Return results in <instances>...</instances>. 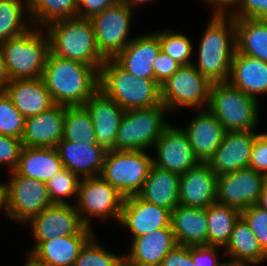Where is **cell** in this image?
<instances>
[{"mask_svg":"<svg viewBox=\"0 0 267 266\" xmlns=\"http://www.w3.org/2000/svg\"><path fill=\"white\" fill-rule=\"evenodd\" d=\"M99 70L49 51L42 79L55 104L83 106L99 89Z\"/></svg>","mask_w":267,"mask_h":266,"instance_id":"1","label":"cell"},{"mask_svg":"<svg viewBox=\"0 0 267 266\" xmlns=\"http://www.w3.org/2000/svg\"><path fill=\"white\" fill-rule=\"evenodd\" d=\"M212 17L200 41L195 68L212 83L226 82L236 51L235 22L230 15L213 14Z\"/></svg>","mask_w":267,"mask_h":266,"instance_id":"2","label":"cell"},{"mask_svg":"<svg viewBox=\"0 0 267 266\" xmlns=\"http://www.w3.org/2000/svg\"><path fill=\"white\" fill-rule=\"evenodd\" d=\"M99 89L125 111L162 104L161 86L155 80L135 77L114 59L100 67Z\"/></svg>","mask_w":267,"mask_h":266,"instance_id":"3","label":"cell"},{"mask_svg":"<svg viewBox=\"0 0 267 266\" xmlns=\"http://www.w3.org/2000/svg\"><path fill=\"white\" fill-rule=\"evenodd\" d=\"M46 26L51 53L92 67H101L106 60L97 48L90 19H59Z\"/></svg>","mask_w":267,"mask_h":266,"instance_id":"4","label":"cell"},{"mask_svg":"<svg viewBox=\"0 0 267 266\" xmlns=\"http://www.w3.org/2000/svg\"><path fill=\"white\" fill-rule=\"evenodd\" d=\"M41 32L28 29L23 34L0 43L10 79L42 77L50 48L48 34L42 35Z\"/></svg>","mask_w":267,"mask_h":266,"instance_id":"5","label":"cell"},{"mask_svg":"<svg viewBox=\"0 0 267 266\" xmlns=\"http://www.w3.org/2000/svg\"><path fill=\"white\" fill-rule=\"evenodd\" d=\"M225 132L250 131L258 122L257 99L226 82H214L207 107Z\"/></svg>","mask_w":267,"mask_h":266,"instance_id":"6","label":"cell"},{"mask_svg":"<svg viewBox=\"0 0 267 266\" xmlns=\"http://www.w3.org/2000/svg\"><path fill=\"white\" fill-rule=\"evenodd\" d=\"M164 112L168 109L163 104L126 110L116 134V150L141 151L154 147L169 125L163 119Z\"/></svg>","mask_w":267,"mask_h":266,"instance_id":"7","label":"cell"},{"mask_svg":"<svg viewBox=\"0 0 267 266\" xmlns=\"http://www.w3.org/2000/svg\"><path fill=\"white\" fill-rule=\"evenodd\" d=\"M145 152L107 151L100 176L123 198L138 195L153 165V157Z\"/></svg>","mask_w":267,"mask_h":266,"instance_id":"8","label":"cell"},{"mask_svg":"<svg viewBox=\"0 0 267 266\" xmlns=\"http://www.w3.org/2000/svg\"><path fill=\"white\" fill-rule=\"evenodd\" d=\"M212 84L194 64L182 65L160 85L162 104L169 112L182 106L193 109L206 104L208 107Z\"/></svg>","mask_w":267,"mask_h":266,"instance_id":"9","label":"cell"},{"mask_svg":"<svg viewBox=\"0 0 267 266\" xmlns=\"http://www.w3.org/2000/svg\"><path fill=\"white\" fill-rule=\"evenodd\" d=\"M132 9L118 2L90 18L97 48L105 59H114L131 41L127 39Z\"/></svg>","mask_w":267,"mask_h":266,"instance_id":"10","label":"cell"},{"mask_svg":"<svg viewBox=\"0 0 267 266\" xmlns=\"http://www.w3.org/2000/svg\"><path fill=\"white\" fill-rule=\"evenodd\" d=\"M76 211L81 221L90 226L89 220L84 214L100 218L113 217L120 220L123 196L101 176L81 178L77 193ZM86 212V213H85Z\"/></svg>","mask_w":267,"mask_h":266,"instance_id":"11","label":"cell"},{"mask_svg":"<svg viewBox=\"0 0 267 266\" xmlns=\"http://www.w3.org/2000/svg\"><path fill=\"white\" fill-rule=\"evenodd\" d=\"M266 179L250 167L218 175L216 202L242 212L258 202Z\"/></svg>","mask_w":267,"mask_h":266,"instance_id":"12","label":"cell"},{"mask_svg":"<svg viewBox=\"0 0 267 266\" xmlns=\"http://www.w3.org/2000/svg\"><path fill=\"white\" fill-rule=\"evenodd\" d=\"M7 185L10 217L29 222L53 203L48 194L47 183L27 178L11 171Z\"/></svg>","mask_w":267,"mask_h":266,"instance_id":"13","label":"cell"},{"mask_svg":"<svg viewBox=\"0 0 267 266\" xmlns=\"http://www.w3.org/2000/svg\"><path fill=\"white\" fill-rule=\"evenodd\" d=\"M36 241L70 235H94L80 219L75 206L53 204L29 221Z\"/></svg>","mask_w":267,"mask_h":266,"instance_id":"14","label":"cell"},{"mask_svg":"<svg viewBox=\"0 0 267 266\" xmlns=\"http://www.w3.org/2000/svg\"><path fill=\"white\" fill-rule=\"evenodd\" d=\"M155 145L157 158H153V165L158 168L181 175L200 163L184 129L169 124Z\"/></svg>","mask_w":267,"mask_h":266,"instance_id":"15","label":"cell"},{"mask_svg":"<svg viewBox=\"0 0 267 266\" xmlns=\"http://www.w3.org/2000/svg\"><path fill=\"white\" fill-rule=\"evenodd\" d=\"M119 222L130 229L133 238L159 228H172L169 209L148 203L138 195L124 198Z\"/></svg>","mask_w":267,"mask_h":266,"instance_id":"16","label":"cell"},{"mask_svg":"<svg viewBox=\"0 0 267 266\" xmlns=\"http://www.w3.org/2000/svg\"><path fill=\"white\" fill-rule=\"evenodd\" d=\"M257 134L254 130L225 132L221 144L207 162L211 170L218 176L248 167Z\"/></svg>","mask_w":267,"mask_h":266,"instance_id":"17","label":"cell"},{"mask_svg":"<svg viewBox=\"0 0 267 266\" xmlns=\"http://www.w3.org/2000/svg\"><path fill=\"white\" fill-rule=\"evenodd\" d=\"M89 112L98 144L116 150V134L125 110L98 89L83 105Z\"/></svg>","mask_w":267,"mask_h":266,"instance_id":"18","label":"cell"},{"mask_svg":"<svg viewBox=\"0 0 267 266\" xmlns=\"http://www.w3.org/2000/svg\"><path fill=\"white\" fill-rule=\"evenodd\" d=\"M217 200V175L207 163H199L180 175L179 205L207 208Z\"/></svg>","mask_w":267,"mask_h":266,"instance_id":"19","label":"cell"},{"mask_svg":"<svg viewBox=\"0 0 267 266\" xmlns=\"http://www.w3.org/2000/svg\"><path fill=\"white\" fill-rule=\"evenodd\" d=\"M64 120L65 106L57 104L48 111L26 118L22 145L55 148L63 137Z\"/></svg>","mask_w":267,"mask_h":266,"instance_id":"20","label":"cell"},{"mask_svg":"<svg viewBox=\"0 0 267 266\" xmlns=\"http://www.w3.org/2000/svg\"><path fill=\"white\" fill-rule=\"evenodd\" d=\"M55 148L63 167L78 177L83 179L101 175L107 153L101 145L88 146L82 141L61 139Z\"/></svg>","mask_w":267,"mask_h":266,"instance_id":"21","label":"cell"},{"mask_svg":"<svg viewBox=\"0 0 267 266\" xmlns=\"http://www.w3.org/2000/svg\"><path fill=\"white\" fill-rule=\"evenodd\" d=\"M124 266H160L164 257L177 245L172 228H159L132 240Z\"/></svg>","mask_w":267,"mask_h":266,"instance_id":"22","label":"cell"},{"mask_svg":"<svg viewBox=\"0 0 267 266\" xmlns=\"http://www.w3.org/2000/svg\"><path fill=\"white\" fill-rule=\"evenodd\" d=\"M4 91L25 118L48 111L56 105L42 77L10 79Z\"/></svg>","mask_w":267,"mask_h":266,"instance_id":"23","label":"cell"},{"mask_svg":"<svg viewBox=\"0 0 267 266\" xmlns=\"http://www.w3.org/2000/svg\"><path fill=\"white\" fill-rule=\"evenodd\" d=\"M160 50L156 32L133 38L114 60L135 77L154 80L153 63Z\"/></svg>","mask_w":267,"mask_h":266,"instance_id":"24","label":"cell"},{"mask_svg":"<svg viewBox=\"0 0 267 266\" xmlns=\"http://www.w3.org/2000/svg\"><path fill=\"white\" fill-rule=\"evenodd\" d=\"M194 117L184 131L196 158L207 163L221 144L225 129L208 108Z\"/></svg>","mask_w":267,"mask_h":266,"instance_id":"25","label":"cell"},{"mask_svg":"<svg viewBox=\"0 0 267 266\" xmlns=\"http://www.w3.org/2000/svg\"><path fill=\"white\" fill-rule=\"evenodd\" d=\"M171 227L177 245H208L206 208L178 205L171 211Z\"/></svg>","mask_w":267,"mask_h":266,"instance_id":"26","label":"cell"},{"mask_svg":"<svg viewBox=\"0 0 267 266\" xmlns=\"http://www.w3.org/2000/svg\"><path fill=\"white\" fill-rule=\"evenodd\" d=\"M228 82L257 99L267 93V62L235 51Z\"/></svg>","mask_w":267,"mask_h":266,"instance_id":"27","label":"cell"},{"mask_svg":"<svg viewBox=\"0 0 267 266\" xmlns=\"http://www.w3.org/2000/svg\"><path fill=\"white\" fill-rule=\"evenodd\" d=\"M94 235H70L35 241L29 253L49 266H74L80 250Z\"/></svg>","mask_w":267,"mask_h":266,"instance_id":"28","label":"cell"},{"mask_svg":"<svg viewBox=\"0 0 267 266\" xmlns=\"http://www.w3.org/2000/svg\"><path fill=\"white\" fill-rule=\"evenodd\" d=\"M63 168L56 148L23 146L14 171L20 176L48 183Z\"/></svg>","mask_w":267,"mask_h":266,"instance_id":"29","label":"cell"},{"mask_svg":"<svg viewBox=\"0 0 267 266\" xmlns=\"http://www.w3.org/2000/svg\"><path fill=\"white\" fill-rule=\"evenodd\" d=\"M179 180V174L152 165L138 196L172 211L179 205Z\"/></svg>","mask_w":267,"mask_h":266,"instance_id":"30","label":"cell"},{"mask_svg":"<svg viewBox=\"0 0 267 266\" xmlns=\"http://www.w3.org/2000/svg\"><path fill=\"white\" fill-rule=\"evenodd\" d=\"M236 51L267 62V21L234 19Z\"/></svg>","mask_w":267,"mask_h":266,"instance_id":"31","label":"cell"},{"mask_svg":"<svg viewBox=\"0 0 267 266\" xmlns=\"http://www.w3.org/2000/svg\"><path fill=\"white\" fill-rule=\"evenodd\" d=\"M230 260L257 264L267 259V253L262 249L246 221L240 217L235 223L229 242L225 246Z\"/></svg>","mask_w":267,"mask_h":266,"instance_id":"32","label":"cell"},{"mask_svg":"<svg viewBox=\"0 0 267 266\" xmlns=\"http://www.w3.org/2000/svg\"><path fill=\"white\" fill-rule=\"evenodd\" d=\"M208 245L225 247L241 212L218 202L206 208Z\"/></svg>","mask_w":267,"mask_h":266,"instance_id":"33","label":"cell"},{"mask_svg":"<svg viewBox=\"0 0 267 266\" xmlns=\"http://www.w3.org/2000/svg\"><path fill=\"white\" fill-rule=\"evenodd\" d=\"M62 139L82 141L88 146L99 145L92 118L84 106L65 107Z\"/></svg>","mask_w":267,"mask_h":266,"instance_id":"34","label":"cell"},{"mask_svg":"<svg viewBox=\"0 0 267 266\" xmlns=\"http://www.w3.org/2000/svg\"><path fill=\"white\" fill-rule=\"evenodd\" d=\"M27 5L29 17L36 25L77 17V0H27Z\"/></svg>","mask_w":267,"mask_h":266,"instance_id":"35","label":"cell"},{"mask_svg":"<svg viewBox=\"0 0 267 266\" xmlns=\"http://www.w3.org/2000/svg\"><path fill=\"white\" fill-rule=\"evenodd\" d=\"M24 1L0 0V43L29 29L22 17L24 10L28 11L27 0Z\"/></svg>","mask_w":267,"mask_h":266,"instance_id":"36","label":"cell"},{"mask_svg":"<svg viewBox=\"0 0 267 266\" xmlns=\"http://www.w3.org/2000/svg\"><path fill=\"white\" fill-rule=\"evenodd\" d=\"M80 180L81 178L67 168L55 174L47 183L51 202L59 205L70 204L65 198L73 195L77 197Z\"/></svg>","mask_w":267,"mask_h":266,"instance_id":"37","label":"cell"},{"mask_svg":"<svg viewBox=\"0 0 267 266\" xmlns=\"http://www.w3.org/2000/svg\"><path fill=\"white\" fill-rule=\"evenodd\" d=\"M93 239L95 240L92 237L80 250L74 266H124V255L116 256Z\"/></svg>","mask_w":267,"mask_h":266,"instance_id":"38","label":"cell"},{"mask_svg":"<svg viewBox=\"0 0 267 266\" xmlns=\"http://www.w3.org/2000/svg\"><path fill=\"white\" fill-rule=\"evenodd\" d=\"M25 119L5 91H0V134L21 139Z\"/></svg>","mask_w":267,"mask_h":266,"instance_id":"39","label":"cell"},{"mask_svg":"<svg viewBox=\"0 0 267 266\" xmlns=\"http://www.w3.org/2000/svg\"><path fill=\"white\" fill-rule=\"evenodd\" d=\"M161 51L169 55L181 65L193 64L190 60L192 55V43L189 38L183 34L162 31L157 32Z\"/></svg>","mask_w":267,"mask_h":266,"instance_id":"40","label":"cell"},{"mask_svg":"<svg viewBox=\"0 0 267 266\" xmlns=\"http://www.w3.org/2000/svg\"><path fill=\"white\" fill-rule=\"evenodd\" d=\"M241 217L258 239L262 249L267 253V211L254 204L243 210Z\"/></svg>","mask_w":267,"mask_h":266,"instance_id":"41","label":"cell"},{"mask_svg":"<svg viewBox=\"0 0 267 266\" xmlns=\"http://www.w3.org/2000/svg\"><path fill=\"white\" fill-rule=\"evenodd\" d=\"M237 6L231 10L232 13H229L234 19L267 21V0H240ZM236 8H238L237 11Z\"/></svg>","mask_w":267,"mask_h":266,"instance_id":"42","label":"cell"},{"mask_svg":"<svg viewBox=\"0 0 267 266\" xmlns=\"http://www.w3.org/2000/svg\"><path fill=\"white\" fill-rule=\"evenodd\" d=\"M22 140L0 134V164L10 167V171L17 168L22 149Z\"/></svg>","mask_w":267,"mask_h":266,"instance_id":"43","label":"cell"},{"mask_svg":"<svg viewBox=\"0 0 267 266\" xmlns=\"http://www.w3.org/2000/svg\"><path fill=\"white\" fill-rule=\"evenodd\" d=\"M248 167L267 177V133L257 134Z\"/></svg>","mask_w":267,"mask_h":266,"instance_id":"44","label":"cell"},{"mask_svg":"<svg viewBox=\"0 0 267 266\" xmlns=\"http://www.w3.org/2000/svg\"><path fill=\"white\" fill-rule=\"evenodd\" d=\"M182 65L169 55L160 50L154 63V80L162 85L171 77Z\"/></svg>","mask_w":267,"mask_h":266,"instance_id":"45","label":"cell"},{"mask_svg":"<svg viewBox=\"0 0 267 266\" xmlns=\"http://www.w3.org/2000/svg\"><path fill=\"white\" fill-rule=\"evenodd\" d=\"M216 247L212 245L190 246V255L195 266H221Z\"/></svg>","mask_w":267,"mask_h":266,"instance_id":"46","label":"cell"},{"mask_svg":"<svg viewBox=\"0 0 267 266\" xmlns=\"http://www.w3.org/2000/svg\"><path fill=\"white\" fill-rule=\"evenodd\" d=\"M118 2L119 0H77V17L90 19Z\"/></svg>","mask_w":267,"mask_h":266,"instance_id":"47","label":"cell"},{"mask_svg":"<svg viewBox=\"0 0 267 266\" xmlns=\"http://www.w3.org/2000/svg\"><path fill=\"white\" fill-rule=\"evenodd\" d=\"M160 266H195L190 246L176 245L163 259Z\"/></svg>","mask_w":267,"mask_h":266,"instance_id":"48","label":"cell"},{"mask_svg":"<svg viewBox=\"0 0 267 266\" xmlns=\"http://www.w3.org/2000/svg\"><path fill=\"white\" fill-rule=\"evenodd\" d=\"M206 3L211 4L215 7L214 14L227 15V6L237 7L240 0H205Z\"/></svg>","mask_w":267,"mask_h":266,"instance_id":"49","label":"cell"},{"mask_svg":"<svg viewBox=\"0 0 267 266\" xmlns=\"http://www.w3.org/2000/svg\"><path fill=\"white\" fill-rule=\"evenodd\" d=\"M9 81H10V78L8 76L6 66L4 63V59H3V54L0 48V91H4Z\"/></svg>","mask_w":267,"mask_h":266,"instance_id":"50","label":"cell"},{"mask_svg":"<svg viewBox=\"0 0 267 266\" xmlns=\"http://www.w3.org/2000/svg\"><path fill=\"white\" fill-rule=\"evenodd\" d=\"M4 208L8 217H10L8 189L6 184L0 183V209Z\"/></svg>","mask_w":267,"mask_h":266,"instance_id":"51","label":"cell"},{"mask_svg":"<svg viewBox=\"0 0 267 266\" xmlns=\"http://www.w3.org/2000/svg\"><path fill=\"white\" fill-rule=\"evenodd\" d=\"M256 205L267 211V179L263 183L262 191Z\"/></svg>","mask_w":267,"mask_h":266,"instance_id":"52","label":"cell"},{"mask_svg":"<svg viewBox=\"0 0 267 266\" xmlns=\"http://www.w3.org/2000/svg\"><path fill=\"white\" fill-rule=\"evenodd\" d=\"M28 261L25 262L24 266H49L48 264L42 263L38 261L35 257H33L30 253H28Z\"/></svg>","mask_w":267,"mask_h":266,"instance_id":"53","label":"cell"},{"mask_svg":"<svg viewBox=\"0 0 267 266\" xmlns=\"http://www.w3.org/2000/svg\"><path fill=\"white\" fill-rule=\"evenodd\" d=\"M148 1H150V0H119V2L126 4L131 9L133 7H135V5H137V4H142V3H145Z\"/></svg>","mask_w":267,"mask_h":266,"instance_id":"54","label":"cell"},{"mask_svg":"<svg viewBox=\"0 0 267 266\" xmlns=\"http://www.w3.org/2000/svg\"><path fill=\"white\" fill-rule=\"evenodd\" d=\"M249 263L246 262H241V261H234V260H229L225 261L224 263H221V266H248Z\"/></svg>","mask_w":267,"mask_h":266,"instance_id":"55","label":"cell"}]
</instances>
